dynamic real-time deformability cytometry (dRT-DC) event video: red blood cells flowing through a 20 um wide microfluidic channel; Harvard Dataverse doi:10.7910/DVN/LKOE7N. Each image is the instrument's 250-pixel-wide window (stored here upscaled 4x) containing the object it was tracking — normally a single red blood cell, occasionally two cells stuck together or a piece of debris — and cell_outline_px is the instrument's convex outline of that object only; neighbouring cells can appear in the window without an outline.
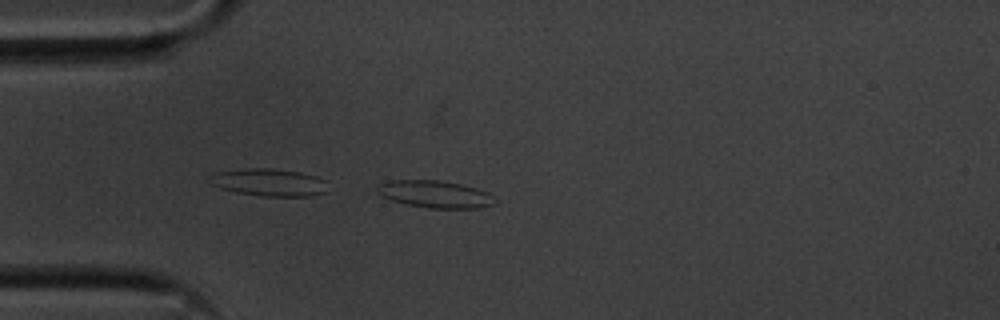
{"species": "common noctule bat (a hibernating species)", "species_latin": "Nyctalus noctula", "temperature_condition": "cold", "stored_images_in_passage": 15, "camera_frame_rate_fps": 3000, "um_per_image_px": 0.085, "animal": {"sex": "male", "body_mass_g": 20.1, "forearm_length_mm": 53.5}, "frame": {"image": 1, "passage_image": 15, "time_ms": 4.667, "image_size_px": [1000, 320], "cell_outline_px": [[500, 200], [496, 204], [476, 208], [428, 208], [408, 204], [392, 200], [376, 192], [376, 188], [380, 184], [392, 180], [440, 180], [460, 184], [476, 188], [488, 192]], "centroid_in_image_um": [37.06, 16.51], "position_along_channel_um": 47.9, "area_um2": 18.67}}